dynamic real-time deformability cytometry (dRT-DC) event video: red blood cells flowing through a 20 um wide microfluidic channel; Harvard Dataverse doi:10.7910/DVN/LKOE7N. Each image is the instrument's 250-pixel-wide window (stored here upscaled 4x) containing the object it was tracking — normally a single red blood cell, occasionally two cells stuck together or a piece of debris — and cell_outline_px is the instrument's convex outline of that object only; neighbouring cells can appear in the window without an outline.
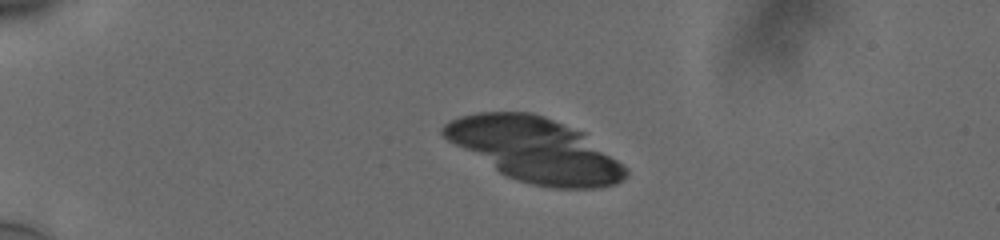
{"species": "human", "species_latin": "Homo sapiens", "temperature_condition": "cold", "stored_images_in_passage": 51, "segment_of_instrument_passage": [1, 2], "camera_frame_rate_fps": 3000, "um_per_image_px": 0.085, "donor": {"sex": "male"}, "frame": {"image": 1, "passage_image": 10, "time_ms": 3.0, "image_size_px": [1000, 240], "cell_outline_px": [[628, 176], [624, 180], [616, 184], [600, 188], [552, 188], [532, 184], [508, 176], [500, 172], [448, 140], [440, 132], [440, 128], [448, 120], [460, 116], [476, 112], [532, 112], [544, 116], [584, 132], [628, 168]], "centroid_in_image_um": [45.52, 12.72], "position_along_channel_um": 39.5, "area_um2": 67.68}}